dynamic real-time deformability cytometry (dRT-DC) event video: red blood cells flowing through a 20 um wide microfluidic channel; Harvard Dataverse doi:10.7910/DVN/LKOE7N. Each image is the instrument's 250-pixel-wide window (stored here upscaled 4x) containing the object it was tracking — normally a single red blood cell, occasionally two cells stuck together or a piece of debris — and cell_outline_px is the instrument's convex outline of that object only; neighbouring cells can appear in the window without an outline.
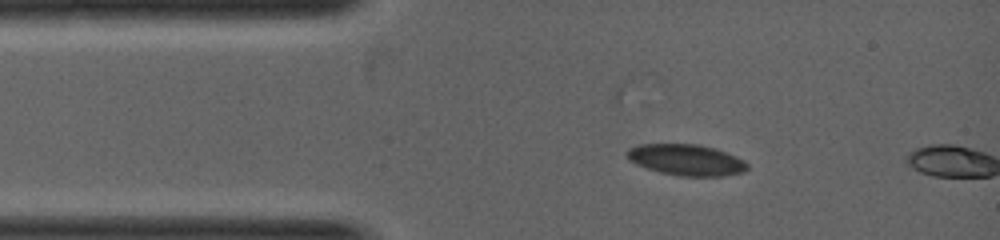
{"species": "common noctule bat (a hibernating species)", "species_latin": "Nyctalus noctula", "temperature_condition": "warm", "stored_images_in_passage": 7, "camera_frame_rate_fps": 5000, "um_per_image_px": 0.085, "animal": {"sex": "female", "body_mass_g": 19.0, "forearm_length_mm": 53.3}, "frame": {"image": 1, "passage_image": 6, "time_ms": 1.0, "image_size_px": [1000, 240], "cell_outline_px": [[748, 168], [744, 172], [724, 176], [680, 176], [660, 172], [636, 164], [628, 160], [624, 156], [628, 148], [640, 144], [700, 144], [716, 148], [736, 156], [744, 160], [748, 164]], "centroid_in_image_um": [58.33, 13.58], "position_along_channel_um": 26.7, "area_um2": 22.08}}